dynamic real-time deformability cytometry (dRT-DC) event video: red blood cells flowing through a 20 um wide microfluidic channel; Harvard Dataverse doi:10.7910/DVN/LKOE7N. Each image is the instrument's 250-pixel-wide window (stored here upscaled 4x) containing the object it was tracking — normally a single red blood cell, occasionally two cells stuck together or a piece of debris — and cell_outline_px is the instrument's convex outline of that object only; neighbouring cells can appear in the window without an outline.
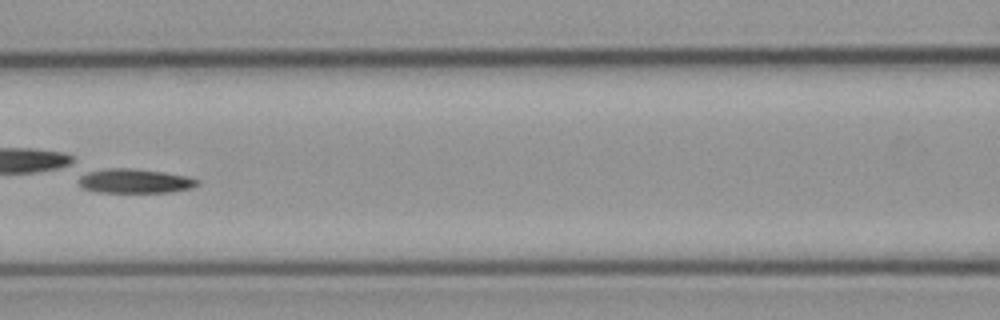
{"species": "common noctule bat (a hibernating species)", "species_latin": "Nyctalus noctula", "temperature_condition": "cold", "stored_images_in_passage": 9, "camera_frame_rate_fps": 3000, "um_per_image_px": 0.085, "animal": {"sex": "male", "body_mass_g": 23.1, "forearm_length_mm": 52.7}, "frame": {"image": 1, "passage_image": 6, "time_ms": 6.667, "image_size_px": [1000, 320], "cell_outline_px": [[200, 184], [192, 188], [168, 192], [96, 192], [84, 188], [80, 184], [80, 172], [104, 168], [132, 168], [164, 172], [188, 176], [200, 180]], "centroid_in_image_um": [11.45, 15.37], "position_along_channel_um": 155.1, "area_um2": 17.05}}
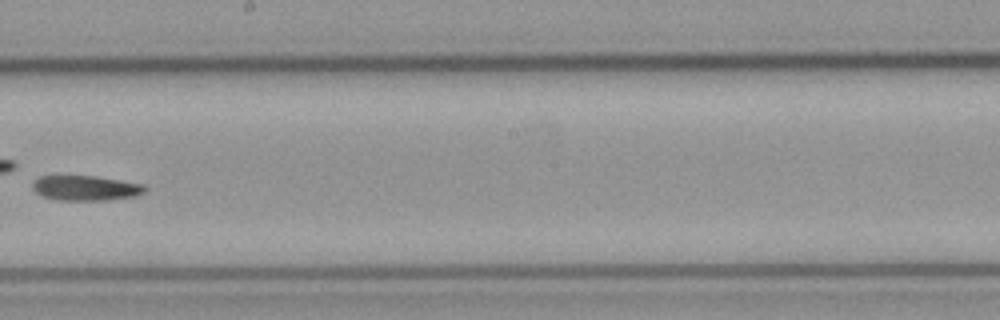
{"frame": {"image": 2, "passage_image": 8, "time_ms": 9.0, "image_size_px": [1000, 320], "cell_outline_px": [[148, 188], [144, 192], [136, 196], [108, 200], [56, 200], [44, 196], [36, 192], [32, 188], [32, 184], [40, 176], [56, 172], [92, 176], [144, 184]], "centroid_in_image_um": [7.22, 15.94], "position_along_channel_um": 241.0, "area_um2": 16.99}}
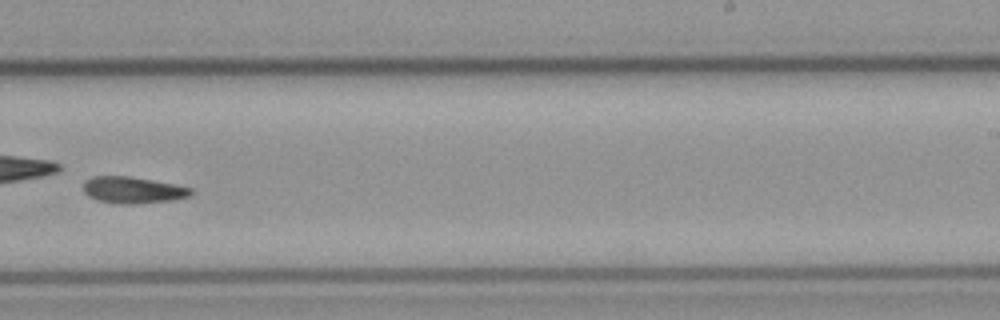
{"frame": {"image": 3, "passage_image": 9, "time_ms": 10.0, "image_size_px": [1000, 320], "cell_outline_px": [[192, 196], [172, 200], [132, 204], [112, 204], [96, 200], [88, 196], [84, 192], [84, 180], [92, 176], [128, 176], [176, 184], [192, 188]], "centroid_in_image_um": [11.28, 16.16], "position_along_channel_um": 277.7, "area_um2": 16.88}}